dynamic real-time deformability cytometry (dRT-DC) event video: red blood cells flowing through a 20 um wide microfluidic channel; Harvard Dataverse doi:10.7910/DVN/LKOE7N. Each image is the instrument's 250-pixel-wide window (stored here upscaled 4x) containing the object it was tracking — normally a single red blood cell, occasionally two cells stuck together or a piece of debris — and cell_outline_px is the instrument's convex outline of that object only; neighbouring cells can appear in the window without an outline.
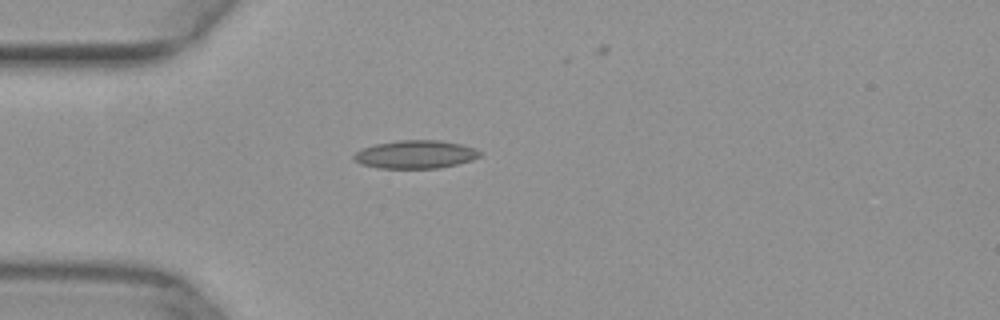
{"species": "common noctule bat (a hibernating species)", "species_latin": "Nyctalus noctula", "temperature_condition": "warm", "stored_images_in_passage": 30, "camera_frame_rate_fps": 3000, "um_per_image_px": 0.085, "animal": {"sex": "female", "body_mass_g": 29.2, "forearm_length_mm": 56.3}, "frame": {"image": 1, "passage_image": 1, "time_ms": 0.0, "image_size_px": [1000, 320], "cell_outline_px": [[480, 156], [472, 160], [440, 168], [380, 168], [360, 164], [352, 160], [352, 156], [360, 148], [376, 144], [400, 140], [440, 140], [460, 144], [472, 148], [480, 152]], "centroid_in_image_um": [35.25, 13.13], "position_along_channel_um": 49.7, "area_um2": 20.63}}
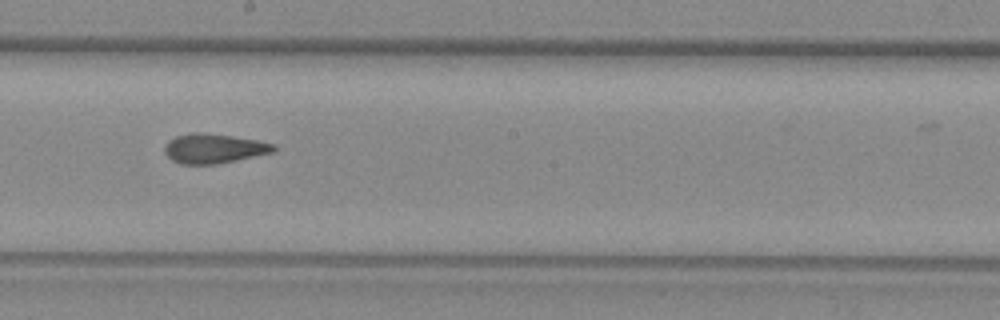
{"frame": {"image": 2, "passage_image": 15, "time_ms": 4.667, "image_size_px": [1000, 320], "cell_outline_px": [[276, 152], [216, 164], [180, 164], [172, 160], [164, 152], [164, 148], [168, 140], [176, 136], [192, 132], [200, 132], [232, 136], [256, 140], [276, 144]], "centroid_in_image_um": [18.19, 12.62], "position_along_channel_um": 230.0, "area_um2": 18.84}}
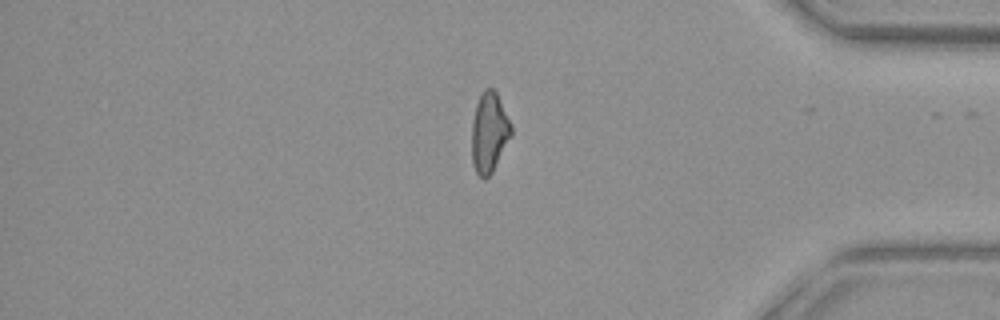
{"frame": {"image": 3, "passage_image": 29, "time_ms": 9.333, "image_size_px": [1000, 320], "cell_outline_px": [[512, 136], [492, 172], [484, 180], [476, 172], [472, 164], [472, 120], [476, 104], [484, 88], [492, 88], [496, 92], [512, 124]], "centroid_in_image_um": [41.59, 11.27], "position_along_channel_um": 393.6, "area_um2": 18.5}}